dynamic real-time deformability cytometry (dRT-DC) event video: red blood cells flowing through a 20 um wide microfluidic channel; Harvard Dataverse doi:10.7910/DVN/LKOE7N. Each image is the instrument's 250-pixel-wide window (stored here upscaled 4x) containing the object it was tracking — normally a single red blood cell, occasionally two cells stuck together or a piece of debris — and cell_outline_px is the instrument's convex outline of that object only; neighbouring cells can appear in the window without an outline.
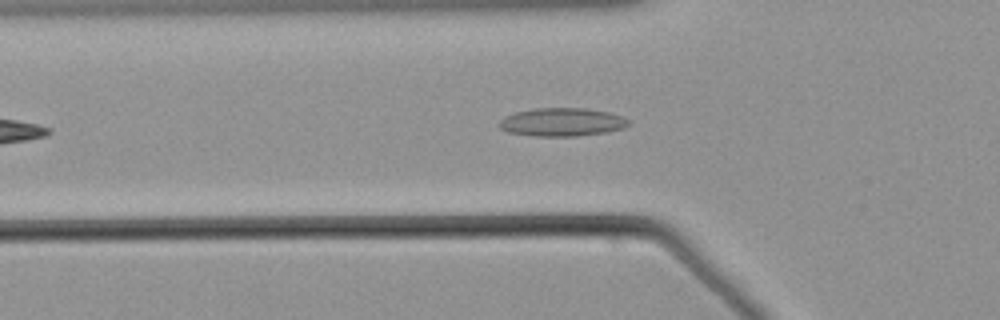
{"species": "common noctule bat (a hibernating species)", "species_latin": "Nyctalus noctula", "temperature_condition": "warm", "stored_images_in_passage": 35, "camera_frame_rate_fps": 3000, "um_per_image_px": 0.085, "animal": {"sex": "male", "body_mass_g": 21.5, "forearm_length_mm": 52.0}, "frame": {"image": 1, "passage_image": 6, "time_ms": 1.667, "image_size_px": [1000, 320], "cell_outline_px": [[632, 124], [624, 128], [604, 132], [576, 136], [536, 136], [508, 132], [500, 128], [496, 124], [504, 116], [516, 112], [532, 108], [588, 108], [608, 112], [632, 120]], "centroid_in_image_um": [47.77, 10.37], "position_along_channel_um": 78.0, "area_um2": 21.5}}
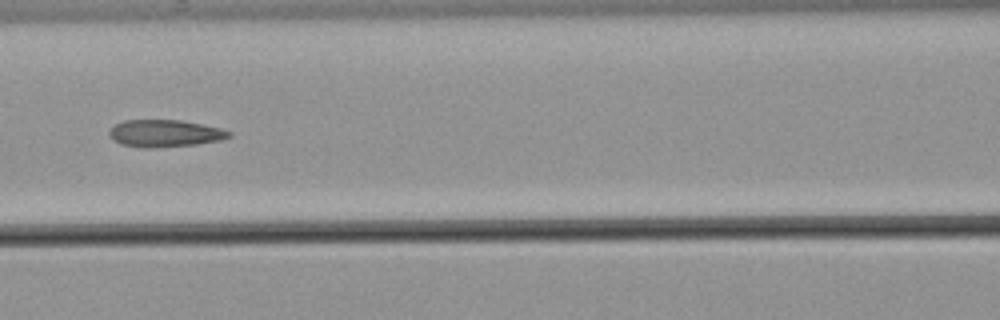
{"frame": {"image": 2, "passage_image": 12, "time_ms": 3.667, "image_size_px": [1000, 320], "cell_outline_px": [[232, 136], [220, 140], [196, 144], [152, 148], [144, 148], [120, 144], [112, 140], [108, 132], [116, 124], [124, 120], [180, 120], [220, 128], [232, 132]], "centroid_in_image_um": [14.0, 11.34], "position_along_channel_um": 152.6, "area_um2": 18.9}}
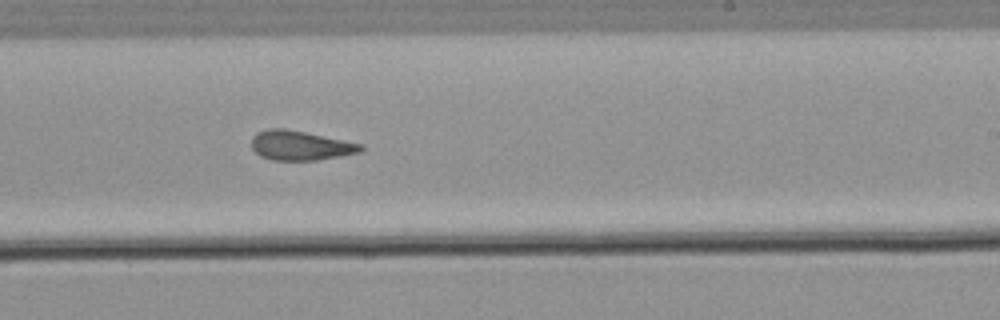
{"frame": {"image": 3, "passage_image": 21, "time_ms": 6.667, "image_size_px": [1000, 320], "cell_outline_px": [[364, 148], [360, 152], [340, 156], [316, 160], [272, 160], [260, 156], [252, 148], [252, 136], [256, 132], [268, 128], [284, 128], [364, 144]], "centroid_in_image_um": [25.51, 12.36], "position_along_channel_um": 263.5, "area_um2": 18.79}}